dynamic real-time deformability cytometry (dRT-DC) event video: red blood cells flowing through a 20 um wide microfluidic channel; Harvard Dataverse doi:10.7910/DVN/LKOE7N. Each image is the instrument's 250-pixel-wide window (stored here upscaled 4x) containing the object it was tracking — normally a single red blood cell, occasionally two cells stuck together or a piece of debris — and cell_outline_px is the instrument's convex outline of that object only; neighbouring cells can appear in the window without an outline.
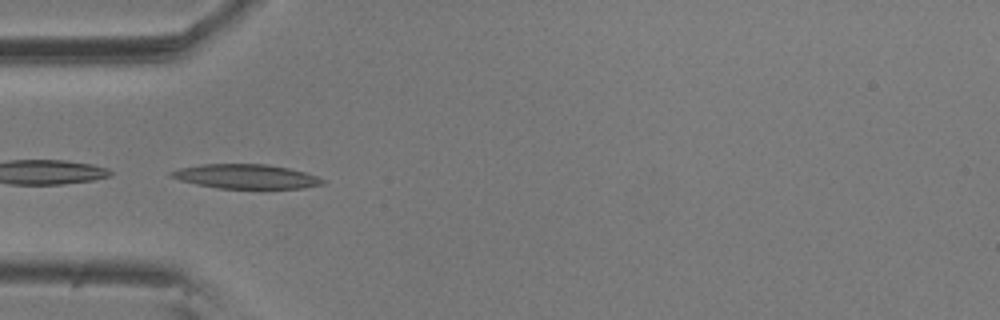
{"species": "common noctule bat (a hibernating species)", "species_latin": "Nyctalus noctula", "temperature_condition": "room temperature", "stored_images_in_passage": 56, "camera_frame_rate_fps": 3000, "um_per_image_px": 0.085, "animal": {"sex": "male", "body_mass_g": 20.5, "forearm_length_mm": 52.5}, "frame": {"image": 1, "passage_image": 17, "time_ms": 5.333, "image_size_px": [1000, 320], "cell_outline_px": [[324, 184], [304, 188], [260, 192], [216, 188], [196, 184], [180, 180], [168, 176], [168, 172], [180, 168], [200, 164], [268, 164], [288, 168], [304, 172], [316, 176], [324, 180]], "centroid_in_image_um": [20.94, 15.06], "position_along_channel_um": 64.1, "area_um2": 22.72}}
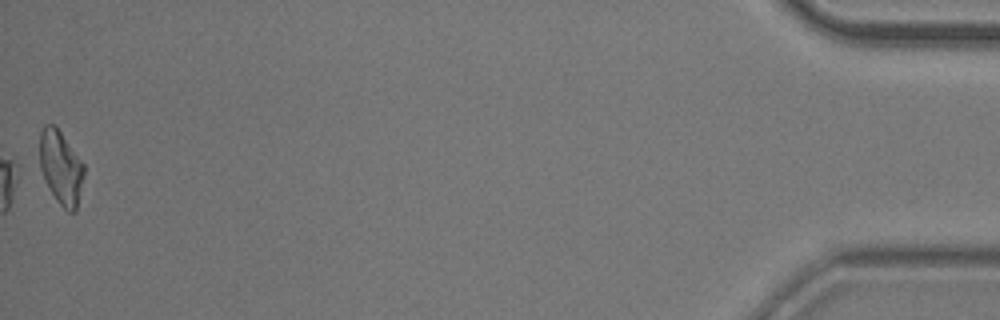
{"frame": {"image": 2, "passage_image": 56, "time_ms": 18.333, "image_size_px": [1000, 320], "cell_outline_px": [[84, 176], [76, 212], [68, 212], [56, 200], [36, 168], [40, 132], [44, 124], [52, 124], [60, 132], [84, 164]], "centroid_in_image_um": [5.1, 14.25], "position_along_channel_um": 430.1, "area_um2": 19.65}, "authors_computed_cell_mechanics": {"area_um2": 20.0277, "velocity_mm_per_s": 3.5644, "shape_relaxation_time_tau1_ms": null, "shape_relaxation_time_tau2_ms": 7.7489, "deformation_change_tau1": null, "deformation_change_tau2": 0.2006}}